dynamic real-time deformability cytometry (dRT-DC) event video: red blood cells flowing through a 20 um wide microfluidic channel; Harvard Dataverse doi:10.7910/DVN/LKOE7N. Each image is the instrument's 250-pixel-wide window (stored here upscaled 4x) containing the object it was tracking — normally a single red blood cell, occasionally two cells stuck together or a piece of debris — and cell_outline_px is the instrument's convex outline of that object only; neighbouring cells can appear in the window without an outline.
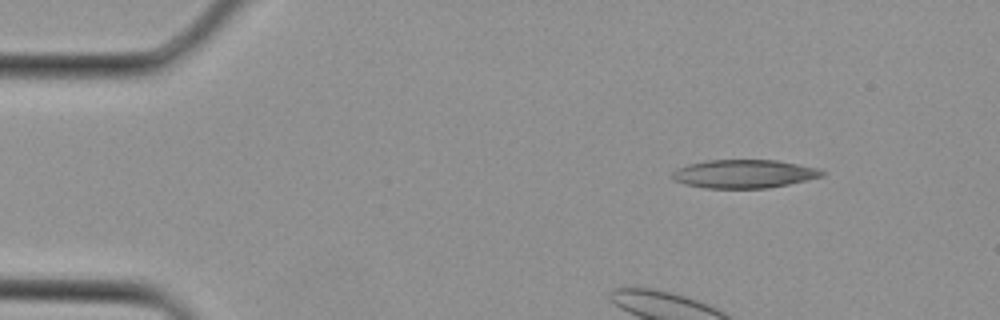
{"species": "Egyptian fruit bat (a non-hibernating species)", "species_latin": "Rousettus aegyptiacus", "temperature_condition": "cold", "stored_images_in_passage": 3, "camera_frame_rate_fps": 3000, "um_per_image_px": 0.085, "animal": {"sex": "female"}, "frame": {"image": 1, "passage_image": 1, "time_ms": 0.0, "image_size_px": [1000, 320], "cell_outline_px": [[824, 176], [788, 184], [768, 188], [704, 188], [684, 184], [672, 180], [672, 172], [676, 168], [688, 164], [704, 160], [776, 160], [820, 168], [824, 172]], "centroid_in_image_um": [63.21, 14.77], "position_along_channel_um": 21.8, "area_um2": 24.97}}